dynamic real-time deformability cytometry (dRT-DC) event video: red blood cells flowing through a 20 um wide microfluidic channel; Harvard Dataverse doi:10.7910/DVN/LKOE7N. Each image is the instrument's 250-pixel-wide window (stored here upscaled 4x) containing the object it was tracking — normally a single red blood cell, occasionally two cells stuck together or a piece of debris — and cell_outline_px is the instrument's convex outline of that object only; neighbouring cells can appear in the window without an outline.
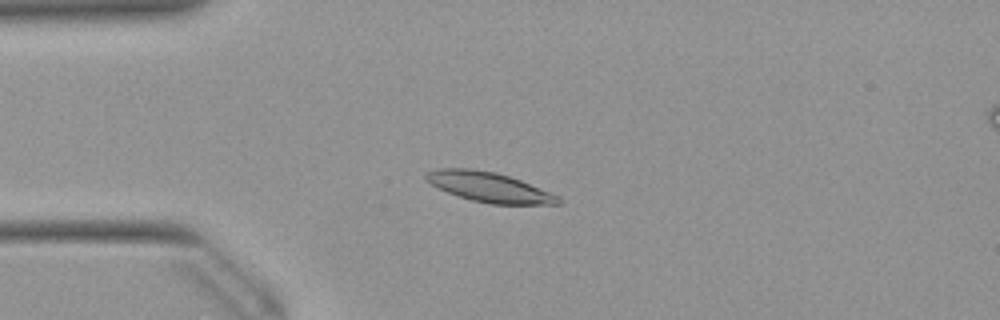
{"species": "Egyptian fruit bat (a non-hibernating species)", "species_latin": "Rousettus aegyptiacus", "temperature_condition": "warm", "stored_images_in_passage": 36, "camera_frame_rate_fps": 3000, "um_per_image_px": 0.085, "animal": {"sex": "female"}, "frame": {"image": 1, "passage_image": 12, "time_ms": 3.667, "image_size_px": [1000, 320], "cell_outline_px": [[564, 200], [560, 204], [492, 204], [472, 200], [448, 192], [424, 180], [424, 176], [428, 172], [440, 168], [472, 168], [496, 172], [520, 180], [560, 196]], "centroid_in_image_um": [41.61, 15.9], "position_along_channel_um": 43.4, "area_um2": 22.83}}
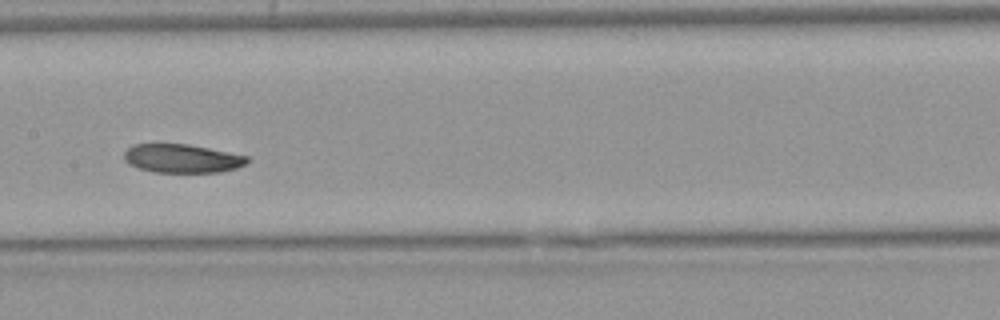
{"frame": {"image": 2, "passage_image": 25, "time_ms": 8.0, "image_size_px": [1000, 320], "cell_outline_px": [[248, 160], [244, 164], [236, 168], [220, 172], [152, 172], [136, 168], [128, 164], [124, 160], [124, 152], [132, 144], [188, 144], [248, 156]], "centroid_in_image_um": [15.41, 13.47], "position_along_channel_um": 192.0, "area_um2": 20.52}}
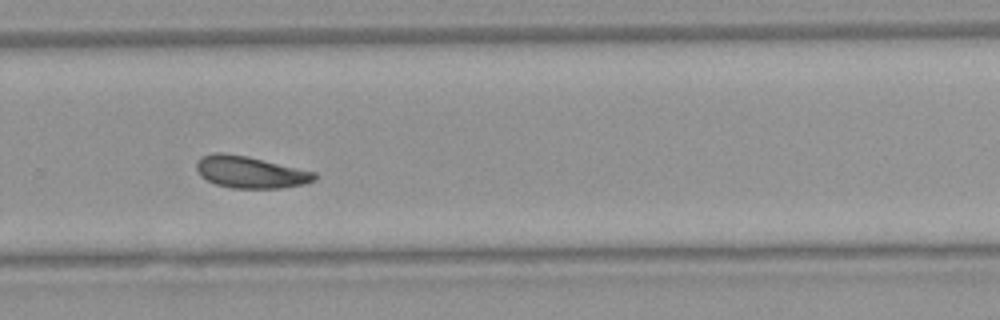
{"frame": {"image": 3, "passage_image": 34, "time_ms": 11.0, "image_size_px": [1000, 320], "cell_outline_px": [[316, 180], [304, 184], [284, 188], [232, 188], [216, 184], [200, 176], [196, 168], [196, 164], [200, 156], [216, 152], [224, 152], [248, 156], [316, 172]], "centroid_in_image_um": [21.27, 14.62], "position_along_channel_um": 308.5, "area_um2": 22.08}}